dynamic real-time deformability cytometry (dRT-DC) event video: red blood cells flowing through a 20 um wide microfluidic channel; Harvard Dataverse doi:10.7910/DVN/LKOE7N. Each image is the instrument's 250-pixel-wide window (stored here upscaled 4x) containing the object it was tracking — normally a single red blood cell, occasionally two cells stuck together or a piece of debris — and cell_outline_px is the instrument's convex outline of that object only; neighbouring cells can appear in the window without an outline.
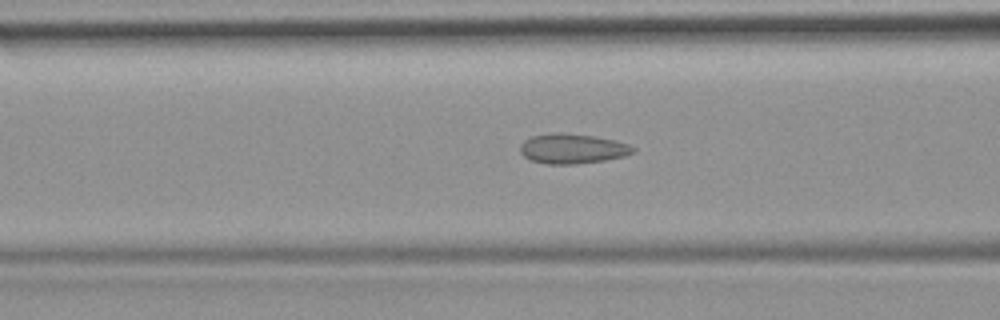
{"species": "common noctule bat (a hibernating species)", "species_latin": "Nyctalus noctula", "temperature_condition": "room temperature", "stored_images_in_passage": 22, "camera_frame_rate_fps": 3000, "um_per_image_px": 0.085, "animal": {"sex": "female", "body_mass_g": 19.9}, "frame": {"image": 1, "passage_image": 13, "time_ms": 4.0, "image_size_px": [1000, 320], "cell_outline_px": [[636, 152], [624, 156], [604, 160], [576, 164], [548, 164], [532, 160], [524, 156], [520, 152], [520, 144], [524, 140], [532, 136], [552, 132], [556, 132], [596, 136], [628, 144], [636, 148]], "centroid_in_image_um": [48.65, 12.63], "position_along_channel_um": 117.9, "area_um2": 19.65}}
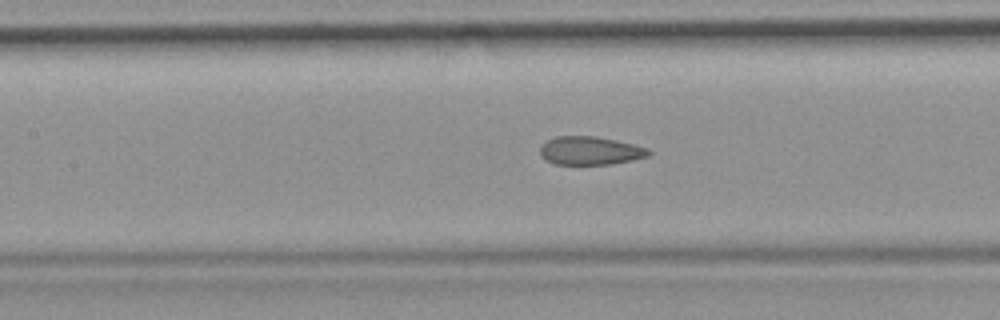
{"frame": {"image": 2, "passage_image": 16, "time_ms": 5.0, "image_size_px": [1000, 320], "cell_outline_px": [[652, 152], [648, 156], [632, 160], [612, 164], [556, 164], [544, 160], [540, 156], [540, 148], [548, 140], [556, 136], [596, 136], [616, 140], [648, 148]], "centroid_in_image_um": [50.16, 12.81], "position_along_channel_um": 157.2, "area_um2": 17.92}}